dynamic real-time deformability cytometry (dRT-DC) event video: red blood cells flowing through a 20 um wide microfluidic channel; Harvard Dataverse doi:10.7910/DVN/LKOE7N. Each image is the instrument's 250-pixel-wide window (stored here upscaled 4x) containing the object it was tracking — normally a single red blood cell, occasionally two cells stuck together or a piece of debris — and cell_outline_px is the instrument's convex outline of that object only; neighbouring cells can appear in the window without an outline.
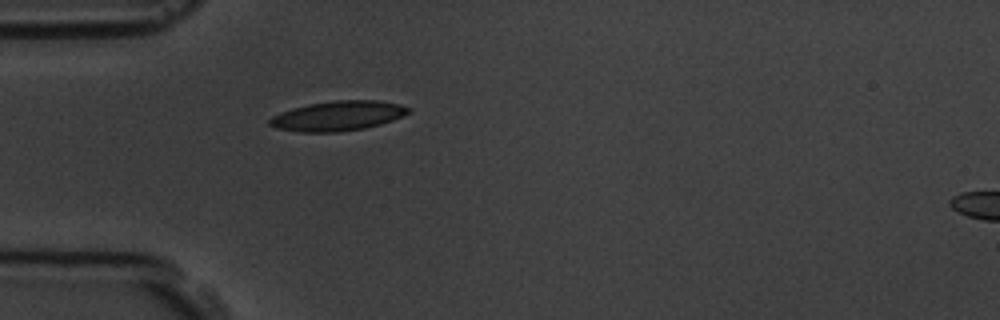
{"species": "common noctule bat (a hibernating species)", "species_latin": "Nyctalus noctula", "temperature_condition": "room temperature", "stored_images_in_passage": 1, "camera_frame_rate_fps": 3000, "um_per_image_px": 0.085, "animal": {"sex": "male", "body_mass_g": 19.5, "forearm_length_mm": 54.6}, "frame": {"image": 1, "passage_image": 1, "time_ms": 0.0, "image_size_px": [1000, 320], "cell_outline_px": [[412, 112], [392, 120], [380, 124], [364, 128], [340, 132], [300, 132], [276, 128], [268, 124], [268, 120], [272, 116], [280, 112], [292, 108], [308, 104], [336, 100], [376, 100], [400, 104], [412, 108]], "centroid_in_image_um": [28.72, 9.85], "position_along_channel_um": 56.3, "area_um2": 24.22}}